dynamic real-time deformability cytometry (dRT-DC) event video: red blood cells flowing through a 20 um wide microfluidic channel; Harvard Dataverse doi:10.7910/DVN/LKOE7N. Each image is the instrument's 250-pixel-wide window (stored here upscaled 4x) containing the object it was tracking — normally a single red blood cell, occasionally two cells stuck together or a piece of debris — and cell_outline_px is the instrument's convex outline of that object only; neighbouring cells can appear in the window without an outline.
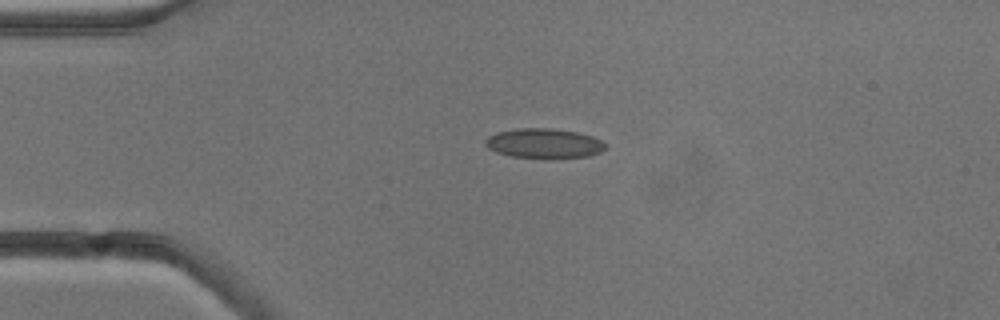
{"species": "common noctule bat (a hibernating species)", "species_latin": "Nyctalus noctula", "temperature_condition": "cold", "stored_images_in_passage": 4, "camera_frame_rate_fps": 3000, "um_per_image_px": 0.085, "animal": {"sex": "male", "body_mass_g": 13.3}, "frame": {"image": 1, "passage_image": 3, "time_ms": 2.333, "image_size_px": [1000, 320], "cell_outline_px": [[604, 148], [600, 152], [588, 156], [512, 156], [496, 152], [488, 148], [484, 144], [484, 140], [488, 136], [496, 132], [520, 128], [548, 128], [576, 132], [592, 136], [600, 140], [604, 144]], "centroid_in_image_um": [46.17, 12.15], "position_along_channel_um": 38.8, "area_um2": 20.0}}